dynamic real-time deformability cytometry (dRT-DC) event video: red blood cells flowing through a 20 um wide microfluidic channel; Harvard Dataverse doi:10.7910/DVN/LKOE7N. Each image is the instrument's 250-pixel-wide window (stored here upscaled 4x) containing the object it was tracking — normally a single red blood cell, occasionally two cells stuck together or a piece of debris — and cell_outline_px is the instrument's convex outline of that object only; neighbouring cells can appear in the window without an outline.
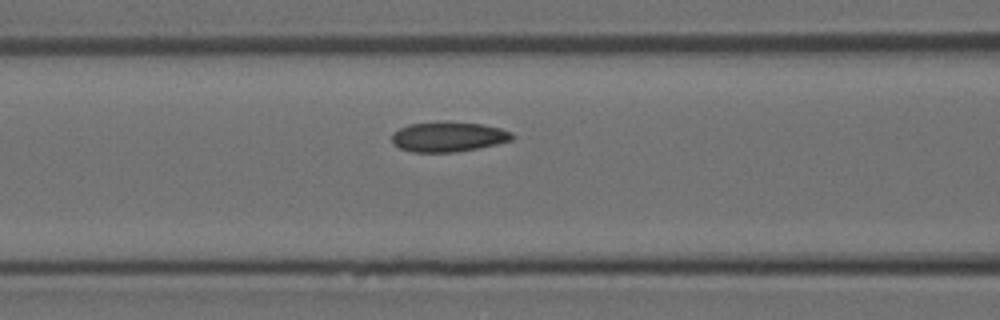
{"species": "Egyptian fruit bat (a non-hibernating species)", "species_latin": "Rousettus aegyptiacus", "temperature_condition": "room temperature", "stored_images_in_passage": 6, "camera_frame_rate_fps": 3000, "um_per_image_px": 0.085, "animal": {"sex": "female"}, "frame": {"image": 1, "passage_image": 6, "time_ms": 1.667, "image_size_px": [1000, 320], "cell_outline_px": [[516, 136], [512, 140], [496, 144], [476, 148], [452, 152], [412, 152], [400, 148], [392, 144], [392, 132], [408, 124], [480, 124], [500, 128], [512, 132]], "centroid_in_image_um": [38.1, 11.66], "position_along_channel_um": 128.5, "area_um2": 20.23}}